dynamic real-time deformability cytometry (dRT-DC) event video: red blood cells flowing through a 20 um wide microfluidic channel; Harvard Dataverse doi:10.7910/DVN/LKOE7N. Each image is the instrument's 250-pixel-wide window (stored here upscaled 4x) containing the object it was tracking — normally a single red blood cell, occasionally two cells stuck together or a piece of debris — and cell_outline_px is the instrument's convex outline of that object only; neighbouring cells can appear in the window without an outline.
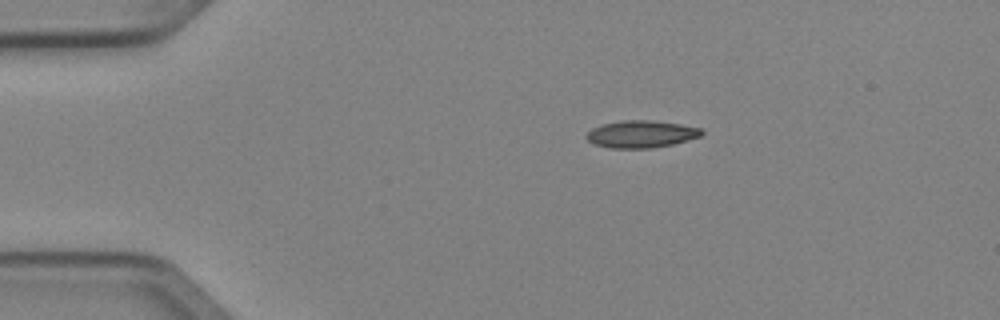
{"species": "Egyptian fruit bat (a non-hibernating species)", "species_latin": "Rousettus aegyptiacus", "temperature_condition": "cold", "stored_images_in_passage": 4, "camera_frame_rate_fps": 3000, "um_per_image_px": 0.085, "animal": {"sex": "female"}, "frame": {"image": 1, "passage_image": 1, "time_ms": 0.0, "image_size_px": [1000, 320], "cell_outline_px": [[704, 132], [700, 136], [688, 140], [672, 144], [652, 148], [612, 148], [596, 144], [588, 140], [584, 136], [592, 128], [600, 124], [620, 120], [652, 120], [680, 124], [700, 128]], "centroid_in_image_um": [54.48, 11.38], "position_along_channel_um": 30.5, "area_um2": 18.26}}
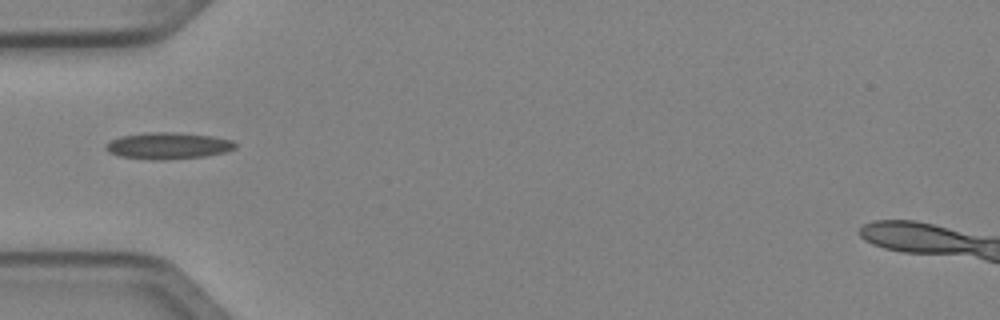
{"frame": {"image": 2, "passage_image": 3, "time_ms": 0.667, "image_size_px": [1000, 320], "cell_outline_px": [[236, 148], [224, 152], [204, 156], [164, 160], [152, 160], [120, 156], [108, 152], [104, 148], [104, 144], [120, 136], [148, 132], [176, 132], [212, 136], [232, 140], [236, 144]], "centroid_in_image_um": [14.26, 12.38], "position_along_channel_um": 70.7, "area_um2": 20.11}}
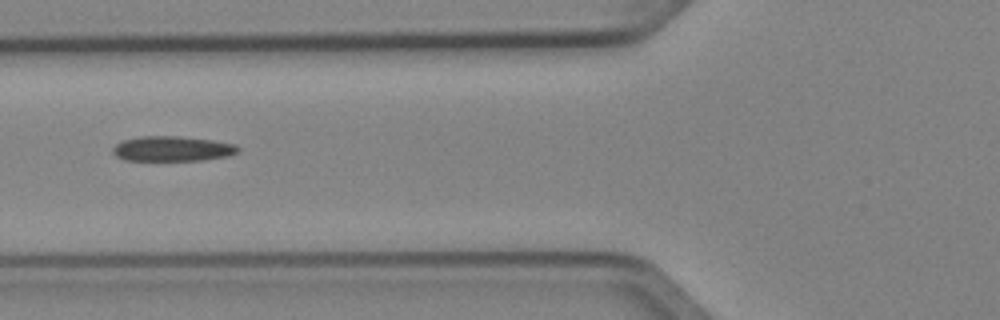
{"frame": {"image": 3, "passage_image": 4, "time_ms": 1.0, "image_size_px": [1000, 320], "cell_outline_px": [[240, 148], [236, 152], [228, 156], [204, 160], [124, 160], [116, 156], [112, 152], [112, 148], [120, 140], [140, 136], [180, 136], [212, 140], [236, 144]], "centroid_in_image_um": [14.62, 12.63], "position_along_channel_um": 111.2, "area_um2": 18.38}}